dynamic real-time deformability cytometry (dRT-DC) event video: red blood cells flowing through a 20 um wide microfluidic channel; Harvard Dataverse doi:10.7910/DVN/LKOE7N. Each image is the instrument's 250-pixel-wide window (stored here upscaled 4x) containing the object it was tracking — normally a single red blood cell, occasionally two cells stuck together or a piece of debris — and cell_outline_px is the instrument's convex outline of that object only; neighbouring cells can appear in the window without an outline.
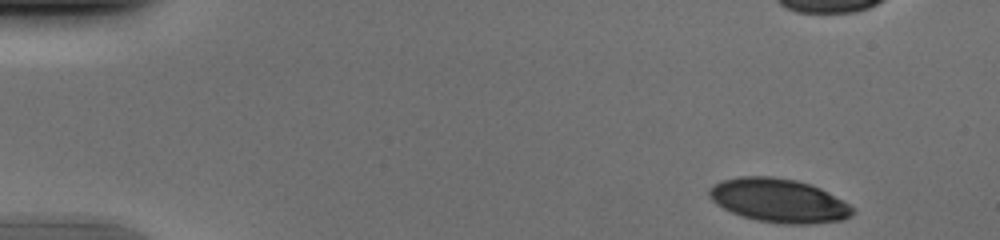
{"species": "human", "species_latin": "Homo sapiens", "temperature_condition": "cold", "stored_images_in_passage": 48, "camera_frame_rate_fps": 3000, "um_per_image_px": 0.085, "donor": {"sex": "male"}, "frame": {"image": 1, "passage_image": 1, "time_ms": 0.0, "image_size_px": [1000, 240], "cell_outline_px": [[856, 212], [852, 216], [840, 220], [808, 224], [780, 224], [756, 220], [732, 212], [716, 204], [708, 196], [708, 188], [720, 180], [740, 176], [772, 176], [796, 180], [820, 188], [848, 204]], "centroid_in_image_um": [66.16, 17.04], "position_along_channel_um": 18.8, "area_um2": 36.47}}
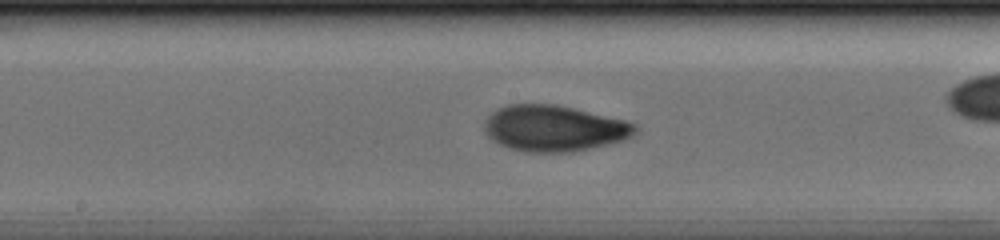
{"frame": {"image": 2, "passage_image": 24, "time_ms": 7.667, "image_size_px": [1000, 240], "cell_outline_px": [[640, 132], [624, 140], [572, 152], [524, 152], [508, 148], [492, 140], [484, 132], [484, 120], [496, 108], [508, 104], [556, 104], [624, 120], [636, 124], [640, 128]], "centroid_in_image_um": [47.09, 10.91], "position_along_channel_um": 201.1, "area_um2": 40.75}}
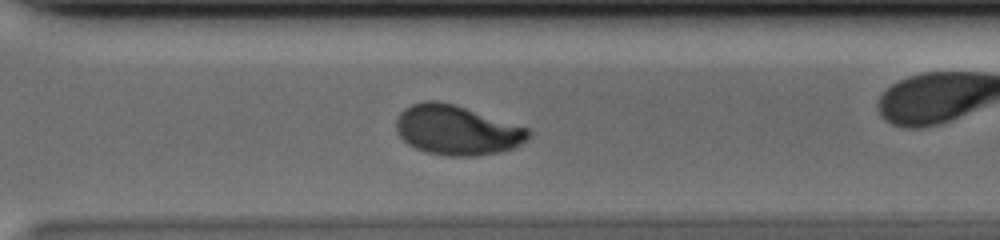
{"frame": {"image": 3, "passage_image": 34, "time_ms": 11.0, "image_size_px": [1000, 240], "cell_outline_px": [[532, 132], [528, 140], [512, 148], [500, 152], [476, 156], [448, 156], [424, 152], [408, 144], [396, 132], [396, 120], [400, 112], [404, 108], [412, 104], [424, 100], [440, 100], [528, 128]], "centroid_in_image_um": [38.81, 11.07], "position_along_channel_um": 331.8, "area_um2": 38.32}}